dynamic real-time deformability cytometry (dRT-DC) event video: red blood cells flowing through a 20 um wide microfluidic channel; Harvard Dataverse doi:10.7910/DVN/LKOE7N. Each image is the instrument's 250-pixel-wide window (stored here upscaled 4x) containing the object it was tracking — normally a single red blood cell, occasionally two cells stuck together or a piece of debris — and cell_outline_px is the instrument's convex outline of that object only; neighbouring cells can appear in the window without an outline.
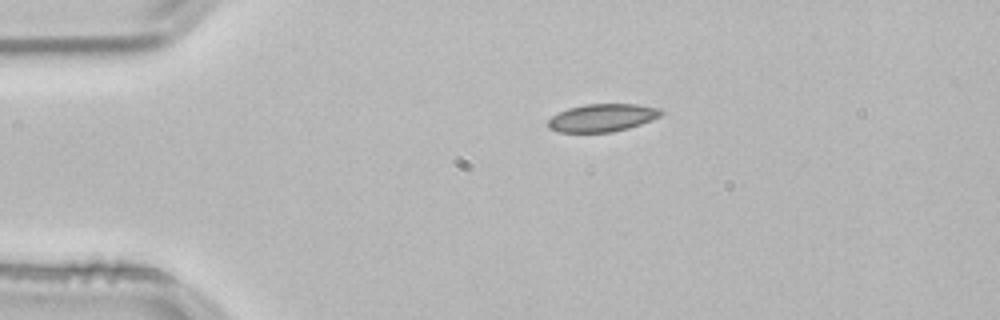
{"species": "common noctule bat (a hibernating species)", "species_latin": "Nyctalus noctula", "temperature_condition": "room temperature", "stored_images_in_passage": 43, "camera_frame_rate_fps": 3000, "um_per_image_px": 0.085, "animal": {"sex": "male", "body_mass_g": 21.5, "forearm_length_mm": 52.0}, "frame": {"image": 1, "passage_image": 1, "time_ms": 0.0, "image_size_px": [1000, 320], "cell_outline_px": [[664, 112], [660, 116], [652, 120], [628, 128], [612, 132], [556, 132], [548, 128], [548, 120], [552, 116], [568, 108], [584, 104], [636, 104], [660, 108]], "centroid_in_image_um": [51.19, 10.01], "position_along_channel_um": 33.8, "area_um2": 18.32}}
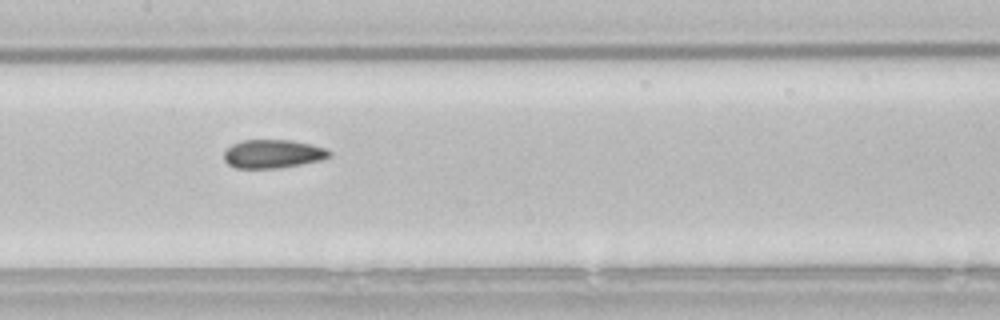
{"frame": {"image": 2, "passage_image": 16, "time_ms": 5.0, "image_size_px": [1000, 320], "cell_outline_px": [[332, 156], [320, 160], [280, 168], [236, 168], [228, 164], [224, 160], [224, 152], [232, 144], [244, 140], [292, 140], [312, 144], [324, 148], [332, 152]], "centroid_in_image_um": [23.2, 13.08], "position_along_channel_um": 184.2, "area_um2": 17.51}}
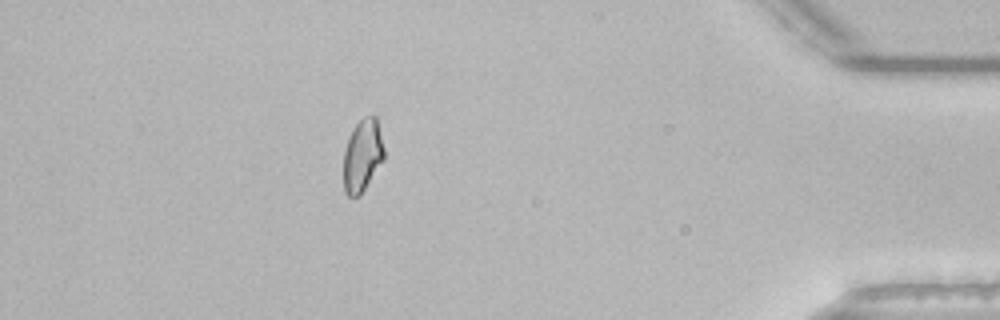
{"frame": {"image": 3, "passage_image": 37, "time_ms": 12.0, "image_size_px": [1000, 320], "cell_outline_px": [[384, 160], [360, 196], [348, 196], [344, 192], [344, 152], [352, 128], [364, 116], [376, 116], [384, 148]], "centroid_in_image_um": [30.82, 13.23], "position_along_channel_um": 404.4, "area_um2": 17.11}, "authors_computed_cell_mechanics": {"area_um2": 17.6868, "velocity_mm_per_s": 3.8438, "shape_relaxation_time_tau1_ms": 9.1292, "shape_relaxation_time_tau2_ms": 3.1886, "deformation_change_tau1": 0.1316, "deformation_change_tau2": 0.0681}}